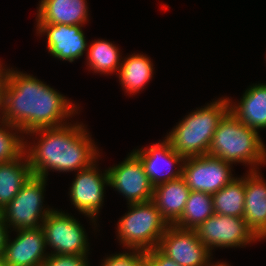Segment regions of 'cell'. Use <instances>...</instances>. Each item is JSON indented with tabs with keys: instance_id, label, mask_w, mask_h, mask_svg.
Wrapping results in <instances>:
<instances>
[{
	"instance_id": "1",
	"label": "cell",
	"mask_w": 266,
	"mask_h": 266,
	"mask_svg": "<svg viewBox=\"0 0 266 266\" xmlns=\"http://www.w3.org/2000/svg\"><path fill=\"white\" fill-rule=\"evenodd\" d=\"M79 108L37 76L9 66L0 108V119L5 123L27 134L36 129L63 126L80 113Z\"/></svg>"
},
{
	"instance_id": "2",
	"label": "cell",
	"mask_w": 266,
	"mask_h": 266,
	"mask_svg": "<svg viewBox=\"0 0 266 266\" xmlns=\"http://www.w3.org/2000/svg\"><path fill=\"white\" fill-rule=\"evenodd\" d=\"M72 122L25 134L27 138L24 152L33 175L48 179L51 170L58 173H76L90 167L101 157L99 147L88 132L87 125L78 121ZM31 137L33 142L28 141Z\"/></svg>"
},
{
	"instance_id": "3",
	"label": "cell",
	"mask_w": 266,
	"mask_h": 266,
	"mask_svg": "<svg viewBox=\"0 0 266 266\" xmlns=\"http://www.w3.org/2000/svg\"><path fill=\"white\" fill-rule=\"evenodd\" d=\"M260 136L229 111L215 130L208 155L247 165L249 171L259 170V166L266 165V145Z\"/></svg>"
},
{
	"instance_id": "4",
	"label": "cell",
	"mask_w": 266,
	"mask_h": 266,
	"mask_svg": "<svg viewBox=\"0 0 266 266\" xmlns=\"http://www.w3.org/2000/svg\"><path fill=\"white\" fill-rule=\"evenodd\" d=\"M196 109L165 136L172 148L184 158L208 155L215 130L229 112V102L227 97L222 96Z\"/></svg>"
},
{
	"instance_id": "5",
	"label": "cell",
	"mask_w": 266,
	"mask_h": 266,
	"mask_svg": "<svg viewBox=\"0 0 266 266\" xmlns=\"http://www.w3.org/2000/svg\"><path fill=\"white\" fill-rule=\"evenodd\" d=\"M117 223V239L122 247L141 251L157 248L169 224L152 201L128 204Z\"/></svg>"
},
{
	"instance_id": "6",
	"label": "cell",
	"mask_w": 266,
	"mask_h": 266,
	"mask_svg": "<svg viewBox=\"0 0 266 266\" xmlns=\"http://www.w3.org/2000/svg\"><path fill=\"white\" fill-rule=\"evenodd\" d=\"M47 178L32 175L12 201L1 210L8 230L38 229L53 207L44 206ZM13 228V229H11Z\"/></svg>"
},
{
	"instance_id": "7",
	"label": "cell",
	"mask_w": 266,
	"mask_h": 266,
	"mask_svg": "<svg viewBox=\"0 0 266 266\" xmlns=\"http://www.w3.org/2000/svg\"><path fill=\"white\" fill-rule=\"evenodd\" d=\"M46 247L49 254L89 255L90 243L84 226L67 212L53 209L43 221Z\"/></svg>"
},
{
	"instance_id": "8",
	"label": "cell",
	"mask_w": 266,
	"mask_h": 266,
	"mask_svg": "<svg viewBox=\"0 0 266 266\" xmlns=\"http://www.w3.org/2000/svg\"><path fill=\"white\" fill-rule=\"evenodd\" d=\"M98 160L90 167L79 170L69 188L71 204L79 213L88 217L98 228L97 219L104 205L105 187L109 186L108 171L99 169Z\"/></svg>"
},
{
	"instance_id": "9",
	"label": "cell",
	"mask_w": 266,
	"mask_h": 266,
	"mask_svg": "<svg viewBox=\"0 0 266 266\" xmlns=\"http://www.w3.org/2000/svg\"><path fill=\"white\" fill-rule=\"evenodd\" d=\"M198 238L211 251L221 248H242L260 241L242 217L214 213L195 229Z\"/></svg>"
},
{
	"instance_id": "10",
	"label": "cell",
	"mask_w": 266,
	"mask_h": 266,
	"mask_svg": "<svg viewBox=\"0 0 266 266\" xmlns=\"http://www.w3.org/2000/svg\"><path fill=\"white\" fill-rule=\"evenodd\" d=\"M232 165L210 155L188 157L184 160L181 177L191 191L214 194L235 178Z\"/></svg>"
},
{
	"instance_id": "11",
	"label": "cell",
	"mask_w": 266,
	"mask_h": 266,
	"mask_svg": "<svg viewBox=\"0 0 266 266\" xmlns=\"http://www.w3.org/2000/svg\"><path fill=\"white\" fill-rule=\"evenodd\" d=\"M109 187L115 188L127 200V204L152 201L154 186L145 173L141 160L131 151L117 165L107 168Z\"/></svg>"
},
{
	"instance_id": "12",
	"label": "cell",
	"mask_w": 266,
	"mask_h": 266,
	"mask_svg": "<svg viewBox=\"0 0 266 266\" xmlns=\"http://www.w3.org/2000/svg\"><path fill=\"white\" fill-rule=\"evenodd\" d=\"M157 248L180 266H209L213 262V254L195 230L169 225Z\"/></svg>"
},
{
	"instance_id": "13",
	"label": "cell",
	"mask_w": 266,
	"mask_h": 266,
	"mask_svg": "<svg viewBox=\"0 0 266 266\" xmlns=\"http://www.w3.org/2000/svg\"><path fill=\"white\" fill-rule=\"evenodd\" d=\"M132 152L141 160L154 187L182 176L185 158L172 148L166 137L147 148L133 149Z\"/></svg>"
},
{
	"instance_id": "14",
	"label": "cell",
	"mask_w": 266,
	"mask_h": 266,
	"mask_svg": "<svg viewBox=\"0 0 266 266\" xmlns=\"http://www.w3.org/2000/svg\"><path fill=\"white\" fill-rule=\"evenodd\" d=\"M81 25L36 24L37 36L46 35L50 56L70 63L80 59L88 50V42Z\"/></svg>"
},
{
	"instance_id": "15",
	"label": "cell",
	"mask_w": 266,
	"mask_h": 266,
	"mask_svg": "<svg viewBox=\"0 0 266 266\" xmlns=\"http://www.w3.org/2000/svg\"><path fill=\"white\" fill-rule=\"evenodd\" d=\"M11 239L9 232L2 258L8 266H41L48 257L42 228L19 229Z\"/></svg>"
},
{
	"instance_id": "16",
	"label": "cell",
	"mask_w": 266,
	"mask_h": 266,
	"mask_svg": "<svg viewBox=\"0 0 266 266\" xmlns=\"http://www.w3.org/2000/svg\"><path fill=\"white\" fill-rule=\"evenodd\" d=\"M261 170L247 171L245 175L244 220L260 240H266V181Z\"/></svg>"
},
{
	"instance_id": "17",
	"label": "cell",
	"mask_w": 266,
	"mask_h": 266,
	"mask_svg": "<svg viewBox=\"0 0 266 266\" xmlns=\"http://www.w3.org/2000/svg\"><path fill=\"white\" fill-rule=\"evenodd\" d=\"M86 0H41L36 14V24H67L84 26L90 11Z\"/></svg>"
},
{
	"instance_id": "18",
	"label": "cell",
	"mask_w": 266,
	"mask_h": 266,
	"mask_svg": "<svg viewBox=\"0 0 266 266\" xmlns=\"http://www.w3.org/2000/svg\"><path fill=\"white\" fill-rule=\"evenodd\" d=\"M227 99L229 111L242 123L258 132L266 129V83L247 87L238 102Z\"/></svg>"
},
{
	"instance_id": "19",
	"label": "cell",
	"mask_w": 266,
	"mask_h": 266,
	"mask_svg": "<svg viewBox=\"0 0 266 266\" xmlns=\"http://www.w3.org/2000/svg\"><path fill=\"white\" fill-rule=\"evenodd\" d=\"M190 191L182 177L154 187L152 202L169 225L180 219Z\"/></svg>"
},
{
	"instance_id": "20",
	"label": "cell",
	"mask_w": 266,
	"mask_h": 266,
	"mask_svg": "<svg viewBox=\"0 0 266 266\" xmlns=\"http://www.w3.org/2000/svg\"><path fill=\"white\" fill-rule=\"evenodd\" d=\"M153 66L151 58L146 54L136 52L123 57L117 77L124 92L135 95L143 91L153 78Z\"/></svg>"
},
{
	"instance_id": "21",
	"label": "cell",
	"mask_w": 266,
	"mask_h": 266,
	"mask_svg": "<svg viewBox=\"0 0 266 266\" xmlns=\"http://www.w3.org/2000/svg\"><path fill=\"white\" fill-rule=\"evenodd\" d=\"M32 175L25 152L17 159L0 163V210L12 201Z\"/></svg>"
},
{
	"instance_id": "22",
	"label": "cell",
	"mask_w": 266,
	"mask_h": 266,
	"mask_svg": "<svg viewBox=\"0 0 266 266\" xmlns=\"http://www.w3.org/2000/svg\"><path fill=\"white\" fill-rule=\"evenodd\" d=\"M86 64L89 71L101 75H112L119 72L123 57L120 48L114 43L98 39L90 42L86 52Z\"/></svg>"
},
{
	"instance_id": "23",
	"label": "cell",
	"mask_w": 266,
	"mask_h": 266,
	"mask_svg": "<svg viewBox=\"0 0 266 266\" xmlns=\"http://www.w3.org/2000/svg\"><path fill=\"white\" fill-rule=\"evenodd\" d=\"M214 213L225 216H244L245 176L232 179L225 187L212 194Z\"/></svg>"
},
{
	"instance_id": "24",
	"label": "cell",
	"mask_w": 266,
	"mask_h": 266,
	"mask_svg": "<svg viewBox=\"0 0 266 266\" xmlns=\"http://www.w3.org/2000/svg\"><path fill=\"white\" fill-rule=\"evenodd\" d=\"M213 214L212 194L190 191L183 213L174 225L182 229L195 230Z\"/></svg>"
},
{
	"instance_id": "25",
	"label": "cell",
	"mask_w": 266,
	"mask_h": 266,
	"mask_svg": "<svg viewBox=\"0 0 266 266\" xmlns=\"http://www.w3.org/2000/svg\"><path fill=\"white\" fill-rule=\"evenodd\" d=\"M25 134L0 119V163L19 158L25 150Z\"/></svg>"
},
{
	"instance_id": "26",
	"label": "cell",
	"mask_w": 266,
	"mask_h": 266,
	"mask_svg": "<svg viewBox=\"0 0 266 266\" xmlns=\"http://www.w3.org/2000/svg\"><path fill=\"white\" fill-rule=\"evenodd\" d=\"M128 251L107 255L100 266H145V251L138 249H128Z\"/></svg>"
},
{
	"instance_id": "27",
	"label": "cell",
	"mask_w": 266,
	"mask_h": 266,
	"mask_svg": "<svg viewBox=\"0 0 266 266\" xmlns=\"http://www.w3.org/2000/svg\"><path fill=\"white\" fill-rule=\"evenodd\" d=\"M88 256L49 254L41 266H91Z\"/></svg>"
},
{
	"instance_id": "28",
	"label": "cell",
	"mask_w": 266,
	"mask_h": 266,
	"mask_svg": "<svg viewBox=\"0 0 266 266\" xmlns=\"http://www.w3.org/2000/svg\"><path fill=\"white\" fill-rule=\"evenodd\" d=\"M145 266H180L158 248L145 251Z\"/></svg>"
},
{
	"instance_id": "29",
	"label": "cell",
	"mask_w": 266,
	"mask_h": 266,
	"mask_svg": "<svg viewBox=\"0 0 266 266\" xmlns=\"http://www.w3.org/2000/svg\"><path fill=\"white\" fill-rule=\"evenodd\" d=\"M9 232L10 230H8V227L2 220V217L0 216V257L3 256Z\"/></svg>"
},
{
	"instance_id": "30",
	"label": "cell",
	"mask_w": 266,
	"mask_h": 266,
	"mask_svg": "<svg viewBox=\"0 0 266 266\" xmlns=\"http://www.w3.org/2000/svg\"><path fill=\"white\" fill-rule=\"evenodd\" d=\"M5 66L6 65H3L2 61H0V108L2 105L4 87L6 84L7 75L9 71V68Z\"/></svg>"
},
{
	"instance_id": "31",
	"label": "cell",
	"mask_w": 266,
	"mask_h": 266,
	"mask_svg": "<svg viewBox=\"0 0 266 266\" xmlns=\"http://www.w3.org/2000/svg\"><path fill=\"white\" fill-rule=\"evenodd\" d=\"M209 266H231L229 263H227L226 261H215L212 262Z\"/></svg>"
},
{
	"instance_id": "32",
	"label": "cell",
	"mask_w": 266,
	"mask_h": 266,
	"mask_svg": "<svg viewBox=\"0 0 266 266\" xmlns=\"http://www.w3.org/2000/svg\"><path fill=\"white\" fill-rule=\"evenodd\" d=\"M0 266H8L2 257H0Z\"/></svg>"
}]
</instances>
